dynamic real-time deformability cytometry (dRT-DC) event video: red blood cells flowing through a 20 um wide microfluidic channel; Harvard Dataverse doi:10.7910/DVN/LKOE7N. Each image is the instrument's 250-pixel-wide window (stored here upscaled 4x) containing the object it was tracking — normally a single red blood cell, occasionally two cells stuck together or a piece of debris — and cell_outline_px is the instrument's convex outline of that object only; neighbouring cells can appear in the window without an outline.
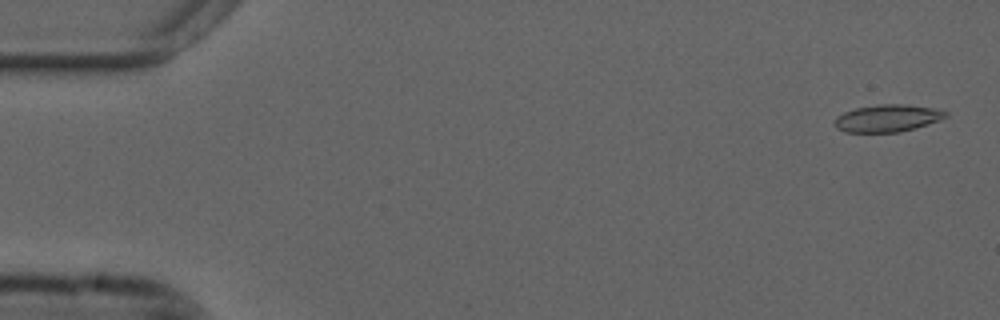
{"species": "common noctule bat (a hibernating species)", "species_latin": "Nyctalus noctula", "temperature_condition": "cold", "stored_images_in_passage": 55, "camera_frame_rate_fps": 3000, "um_per_image_px": 0.085, "animal": {"sex": "male", "forearm_length_mm": 52.5}, "frame": {"image": 1, "passage_image": 2, "time_ms": 0.333, "image_size_px": [1000, 320], "cell_outline_px": [[948, 116], [940, 120], [916, 128], [900, 132], [844, 132], [836, 128], [836, 116], [844, 112], [856, 108], [880, 104], [904, 104], [932, 108], [948, 112]], "centroid_in_image_um": [75.45, 10.05], "position_along_channel_um": 9.6, "area_um2": 17.57}}
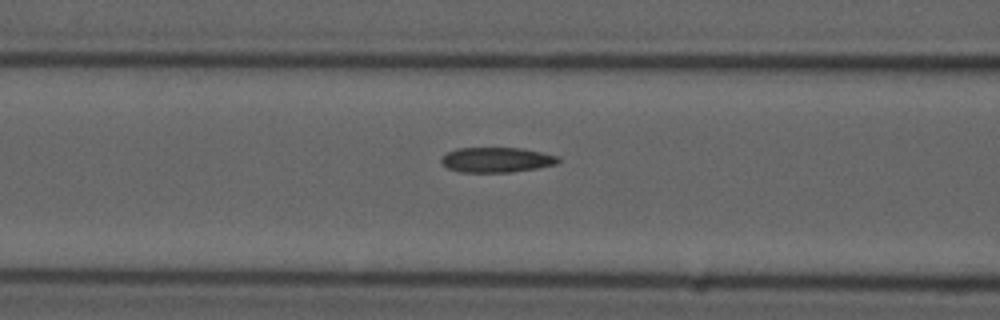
{"frame": {"image": 2, "passage_image": 22, "time_ms": 7.0, "image_size_px": [1000, 320], "cell_outline_px": [[560, 160], [556, 164], [536, 168], [508, 172], [460, 172], [448, 168], [440, 160], [448, 152], [456, 148], [520, 148], [560, 156]], "centroid_in_image_um": [42.22, 13.58], "position_along_channel_um": 124.4, "area_um2": 16.88}}
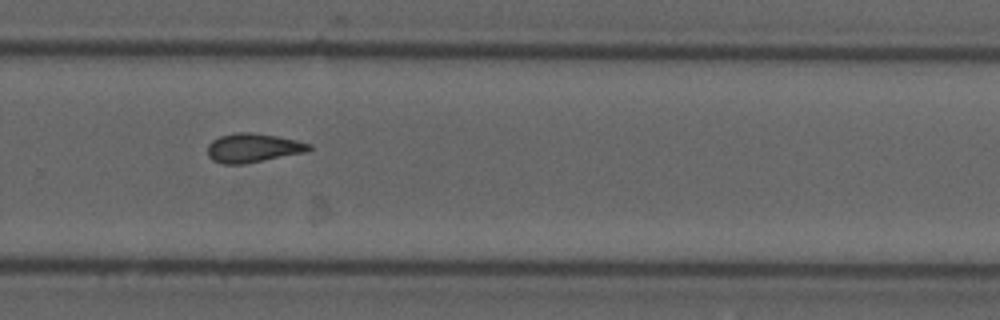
{"frame": {"image": 3, "passage_image": 37, "time_ms": 12.0, "image_size_px": [1000, 320], "cell_outline_px": [[312, 148], [308, 152], [244, 164], [220, 164], [212, 160], [208, 156], [208, 144], [212, 140], [220, 136], [236, 132], [252, 132], [276, 136], [296, 140], [312, 144]], "centroid_in_image_um": [21.51, 12.58], "position_along_channel_um": 308.3, "area_um2": 17.34}, "authors_computed_cell_mechanics": {"area_um2": 17.34, "velocity_mm_per_s": 3.6921, "shape_relaxation_time_tau1_ms": null, "shape_relaxation_time_tau2_ms": 5.1266, "deformation_change_tau1": null, "deformation_change_tau2": 0.1114}}